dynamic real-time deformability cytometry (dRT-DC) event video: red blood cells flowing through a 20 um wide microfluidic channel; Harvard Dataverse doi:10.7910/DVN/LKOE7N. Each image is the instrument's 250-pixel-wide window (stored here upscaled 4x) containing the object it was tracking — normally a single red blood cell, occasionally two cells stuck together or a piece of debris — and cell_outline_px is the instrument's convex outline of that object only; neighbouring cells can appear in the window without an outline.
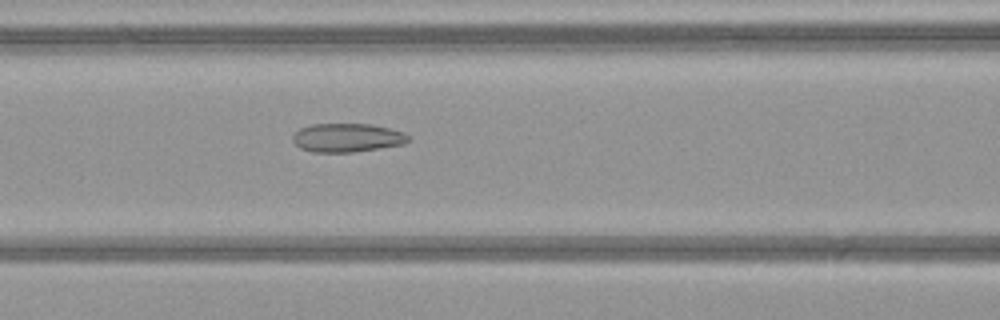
{"species": "common noctule bat (a hibernating species)", "species_latin": "Nyctalus noctula", "temperature_condition": "warm", "stored_images_in_passage": 48, "camera_frame_rate_fps": 3000, "um_per_image_px": 0.085, "animal": {"sex": "female", "body_mass_g": 21.9}, "frame": {"image": 1, "passage_image": 20, "time_ms": 6.333, "image_size_px": [1000, 320], "cell_outline_px": [[408, 140], [404, 144], [352, 152], [312, 152], [300, 148], [292, 140], [292, 136], [300, 128], [312, 124], [372, 124], [404, 132], [408, 136]], "centroid_in_image_um": [29.48, 11.7], "position_along_channel_um": 137.1, "area_um2": 19.19}}
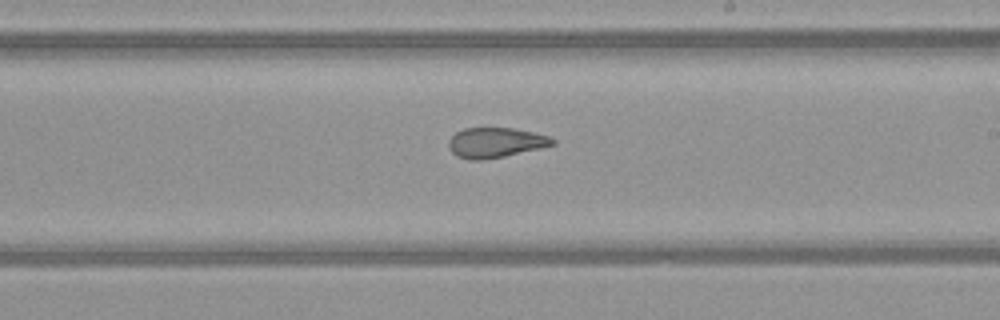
{"frame": {"image": 2, "passage_image": 28, "time_ms": 9.0, "image_size_px": [1000, 320], "cell_outline_px": [[556, 144], [540, 148], [504, 156], [480, 160], [468, 160], [456, 156], [448, 148], [448, 140], [456, 132], [464, 128], [512, 128], [552, 136], [556, 140]], "centroid_in_image_um": [42.12, 12.12], "position_along_channel_um": 246.9, "area_um2": 18.26}}
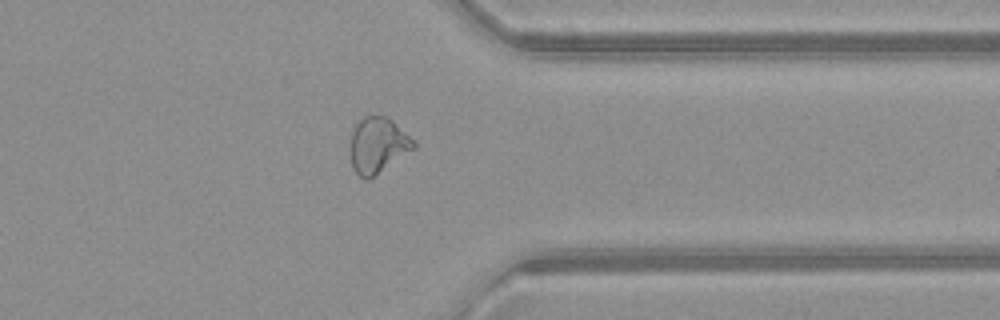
{"frame": {"image": 3, "passage_image": 38, "time_ms": 12.333, "image_size_px": [1000, 320], "cell_outline_px": [[416, 148], [368, 180], [364, 180], [352, 168], [352, 132], [356, 124], [364, 116], [384, 116], [392, 120], [416, 140]], "centroid_in_image_um": [32.17, 12.35], "position_along_channel_um": 379.2, "area_um2": 20.4}, "authors_computed_cell_mechanics": {"area_um2": 22.1374, "velocity_mm_per_s": 4.1244, "shape_relaxation_time_tau1_ms": null, "shape_relaxation_time_tau2_ms": 1.2977, "deformation_change_tau1": null, "deformation_change_tau2": 0.0739}}